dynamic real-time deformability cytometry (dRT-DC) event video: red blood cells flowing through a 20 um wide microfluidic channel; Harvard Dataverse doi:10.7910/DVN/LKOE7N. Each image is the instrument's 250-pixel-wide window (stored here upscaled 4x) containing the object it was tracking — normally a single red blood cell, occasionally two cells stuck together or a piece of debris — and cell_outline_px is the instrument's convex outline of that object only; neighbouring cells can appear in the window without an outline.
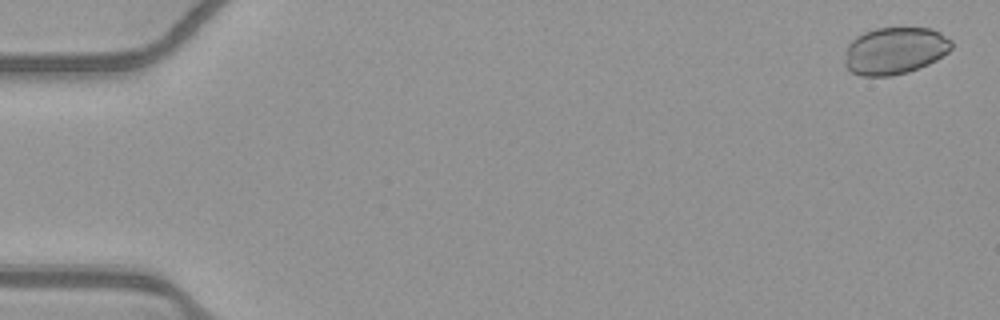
{"species": "common noctule bat (a hibernating species)", "species_latin": "Nyctalus noctula", "temperature_condition": "warm", "stored_images_in_passage": 53, "camera_frame_rate_fps": 3000, "um_per_image_px": 0.085, "animal": {"sex": "female", "body_mass_g": 21.9}, "frame": {"image": 1, "passage_image": 2, "time_ms": 0.333, "image_size_px": [1000, 320], "cell_outline_px": [[952, 48], [948, 52], [936, 60], [928, 64], [908, 72], [892, 76], [860, 76], [852, 72], [844, 64], [844, 60], [848, 44], [856, 36], [864, 32], [876, 28], [932, 28], [940, 32], [952, 40]], "centroid_in_image_um": [76.06, 4.31], "position_along_channel_um": 8.9, "area_um2": 29.48}}
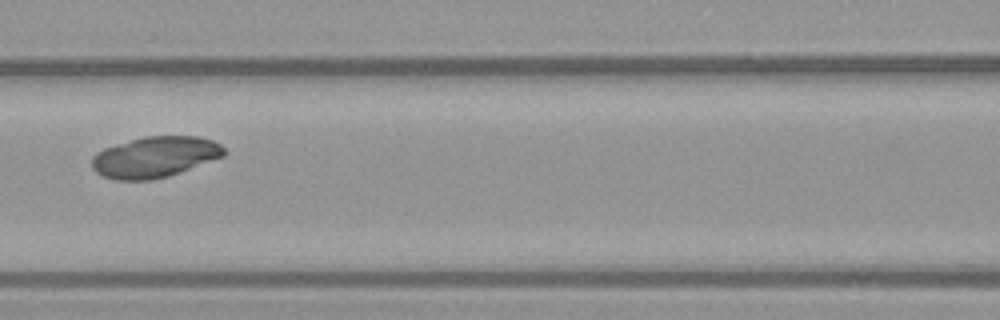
{"frame": {"image": 2, "passage_image": 25, "time_ms": 8.0, "image_size_px": [1000, 320], "cell_outline_px": [[228, 152], [224, 156], [180, 172], [168, 176], [152, 180], [116, 180], [104, 176], [96, 172], [92, 168], [92, 156], [96, 152], [104, 148], [116, 144], [144, 136], [196, 136], [212, 140], [220, 144]], "centroid_in_image_um": [13.17, 13.34], "position_along_channel_um": 153.4, "area_um2": 31.56}}
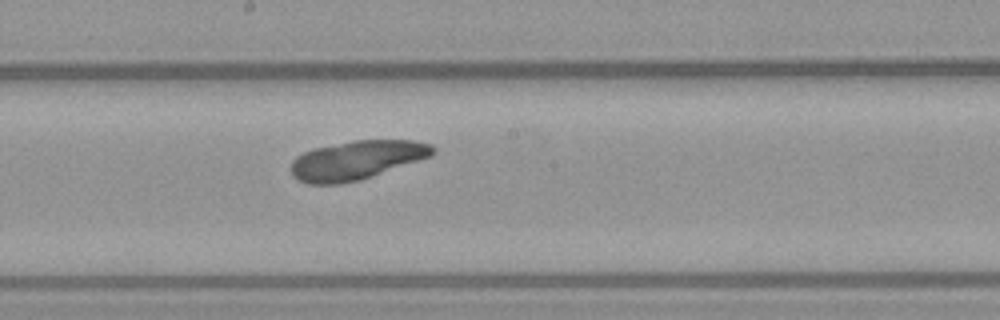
{"frame": {"image": 3, "passage_image": 30, "time_ms": 9.667, "image_size_px": [1000, 320], "cell_outline_px": [[436, 152], [432, 156], [360, 180], [340, 184], [308, 184], [296, 180], [292, 176], [292, 160], [296, 156], [312, 148], [352, 140], [412, 140], [432, 144], [436, 148]], "centroid_in_image_um": [30.31, 13.61], "position_along_channel_um": 217.9, "area_um2": 32.43}}